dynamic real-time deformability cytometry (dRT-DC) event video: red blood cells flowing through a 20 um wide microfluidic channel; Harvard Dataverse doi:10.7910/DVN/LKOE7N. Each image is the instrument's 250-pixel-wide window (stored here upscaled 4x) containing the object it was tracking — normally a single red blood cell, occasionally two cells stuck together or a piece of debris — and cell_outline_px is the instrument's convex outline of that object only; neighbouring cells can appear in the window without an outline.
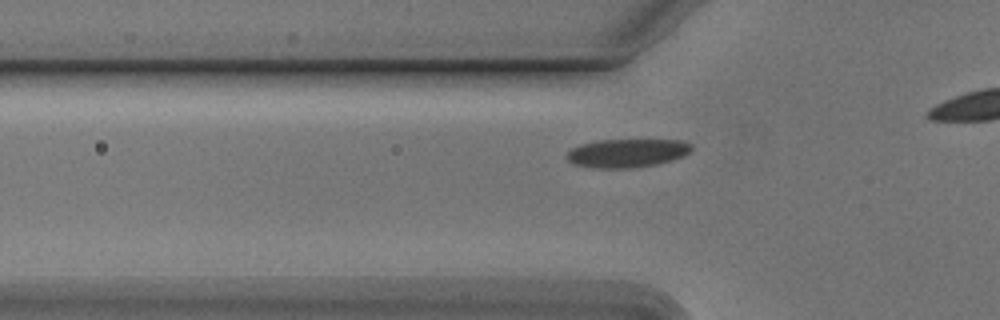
{"species": "Egyptian fruit bat (a non-hibernating species)", "species_latin": "Rousettus aegyptiacus", "temperature_condition": "cold", "stored_images_in_passage": 22, "camera_frame_rate_fps": 3000, "um_per_image_px": 0.085, "animal": {"sex": "male"}, "frame": {"image": 1, "passage_image": 9, "time_ms": 2.667, "image_size_px": [1000, 320], "cell_outline_px": [[692, 148], [684, 156], [672, 160], [656, 164], [628, 168], [592, 168], [572, 164], [568, 160], [568, 152], [572, 148], [580, 144], [596, 140], [680, 140], [692, 144]], "centroid_in_image_um": [53.28, 13.01], "position_along_channel_um": 72.5, "area_um2": 20.69}}
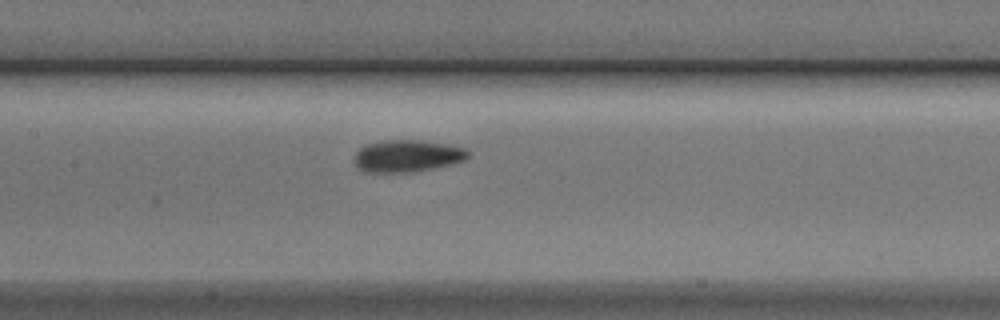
{"frame": {"image": 2, "passage_image": 17, "time_ms": 5.333, "image_size_px": [1000, 320], "cell_outline_px": [[468, 156], [464, 160], [432, 168], [412, 172], [364, 172], [356, 164], [356, 152], [364, 144], [384, 140], [416, 140], [448, 144], [464, 148], [468, 152]], "centroid_in_image_um": [34.58, 13.24], "position_along_channel_um": 172.8, "area_um2": 20.92}}
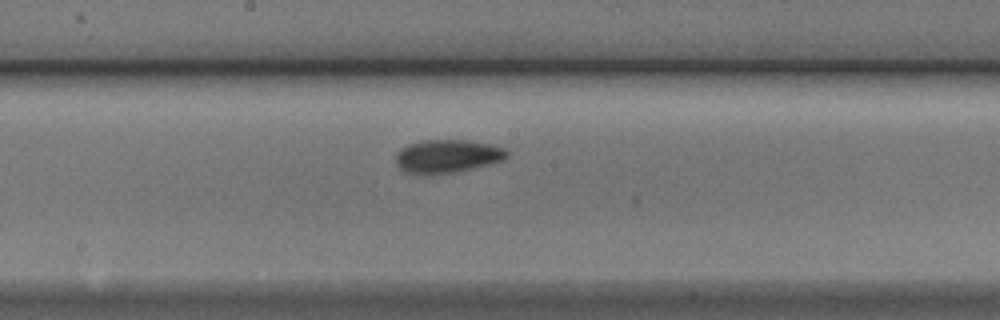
{"frame": {"image": 3, "passage_image": 20, "time_ms": 6.333, "image_size_px": [1000, 320], "cell_outline_px": [[508, 156], [504, 160], [456, 172], [432, 176], [424, 176], [404, 172], [396, 164], [396, 156], [400, 148], [408, 144], [424, 140], [464, 140], [488, 144], [508, 148]], "centroid_in_image_um": [37.99, 13.3], "position_along_channel_um": 210.2, "area_um2": 21.91}}